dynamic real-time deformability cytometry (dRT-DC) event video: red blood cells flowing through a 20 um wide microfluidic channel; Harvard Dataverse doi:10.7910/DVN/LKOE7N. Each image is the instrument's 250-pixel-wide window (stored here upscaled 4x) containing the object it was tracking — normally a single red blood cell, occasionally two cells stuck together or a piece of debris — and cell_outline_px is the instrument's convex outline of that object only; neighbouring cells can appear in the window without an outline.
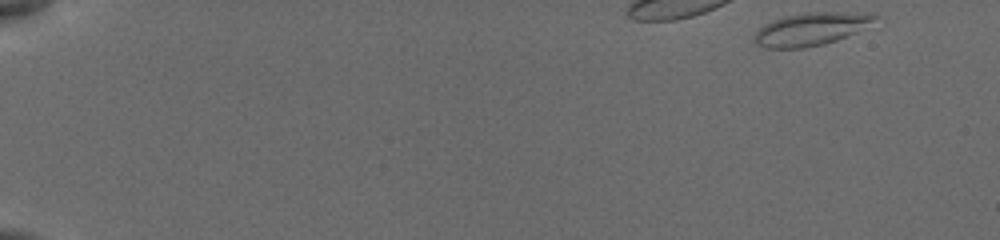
{"species": "common noctule bat (a hibernating species)", "species_latin": "Nyctalus noctula", "temperature_condition": "cold", "stored_images_in_passage": 11, "camera_frame_rate_fps": 3000, "um_per_image_px": 0.085, "animal": {"sex": "female", "body_mass_g": 19.5, "forearm_length_mm": 54.1}, "frame": {"image": 1, "passage_image": 1, "time_ms": 0.0, "image_size_px": [1000, 240], "cell_outline_px": [[880, 16], [852, 32], [836, 40], [824, 44], [804, 48], [764, 48], [756, 44], [752, 40], [756, 32], [764, 24], [772, 20], [784, 16], [808, 12], [872, 12]], "centroid_in_image_um": [68.85, 2.46], "position_along_channel_um": 16.1, "area_um2": 22.77}}
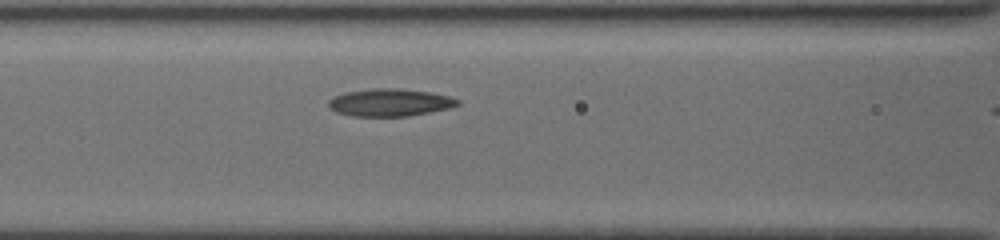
{"frame": {"image": 2, "passage_image": 10, "time_ms": 5.667, "image_size_px": [1000, 240], "cell_outline_px": [[460, 104], [448, 108], [408, 116], [352, 116], [336, 112], [328, 108], [328, 100], [344, 92], [372, 88], [400, 88], [428, 92], [448, 96], [460, 100]], "centroid_in_image_um": [33.1, 8.71], "position_along_channel_um": 133.5, "area_um2": 20.63}}